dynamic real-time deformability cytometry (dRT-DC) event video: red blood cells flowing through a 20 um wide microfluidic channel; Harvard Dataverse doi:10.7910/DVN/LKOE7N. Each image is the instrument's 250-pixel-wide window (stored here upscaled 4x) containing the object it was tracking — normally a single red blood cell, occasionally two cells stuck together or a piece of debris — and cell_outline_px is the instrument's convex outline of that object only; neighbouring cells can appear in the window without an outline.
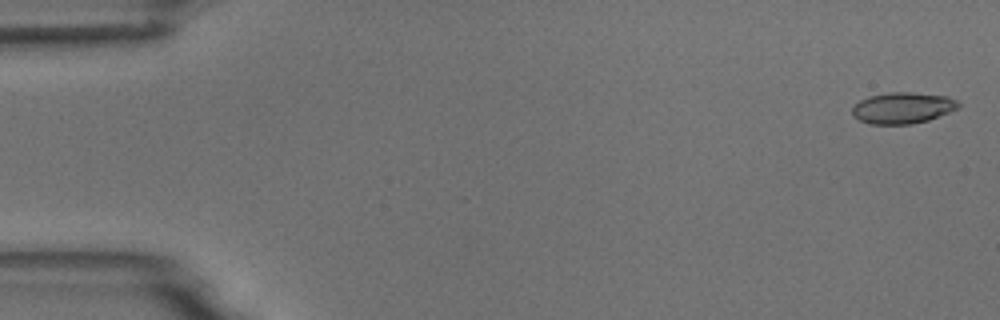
{"species": "common noctule bat (a hibernating species)", "species_latin": "Nyctalus noctula", "temperature_condition": "room temperature", "stored_images_in_passage": 4, "camera_frame_rate_fps": 3000, "um_per_image_px": 0.085, "animal": {"sex": "male", "body_mass_g": 18.8}, "frame": {"image": 1, "passage_image": 1, "time_ms": 0.0, "image_size_px": [1000, 320], "cell_outline_px": [[960, 104], [956, 108], [948, 112], [928, 120], [912, 124], [868, 124], [852, 116], [852, 108], [860, 100], [868, 96], [892, 92], [912, 92], [948, 96], [956, 100]], "centroid_in_image_um": [76.69, 9.17], "position_along_channel_um": 8.3, "area_um2": 19.25}}
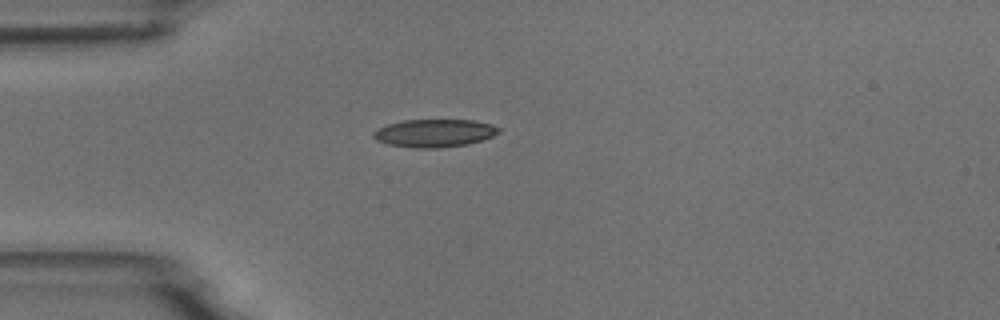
{"frame": {"image": 2, "passage_image": 4, "time_ms": 4.333, "image_size_px": [1000, 320], "cell_outline_px": [[500, 132], [492, 136], [468, 144], [440, 148], [412, 148], [388, 144], [376, 140], [372, 136], [380, 128], [388, 124], [404, 120], [472, 120], [492, 124], [500, 128]], "centroid_in_image_um": [36.95, 11.32], "position_along_channel_um": 48.1, "area_um2": 20.23}}